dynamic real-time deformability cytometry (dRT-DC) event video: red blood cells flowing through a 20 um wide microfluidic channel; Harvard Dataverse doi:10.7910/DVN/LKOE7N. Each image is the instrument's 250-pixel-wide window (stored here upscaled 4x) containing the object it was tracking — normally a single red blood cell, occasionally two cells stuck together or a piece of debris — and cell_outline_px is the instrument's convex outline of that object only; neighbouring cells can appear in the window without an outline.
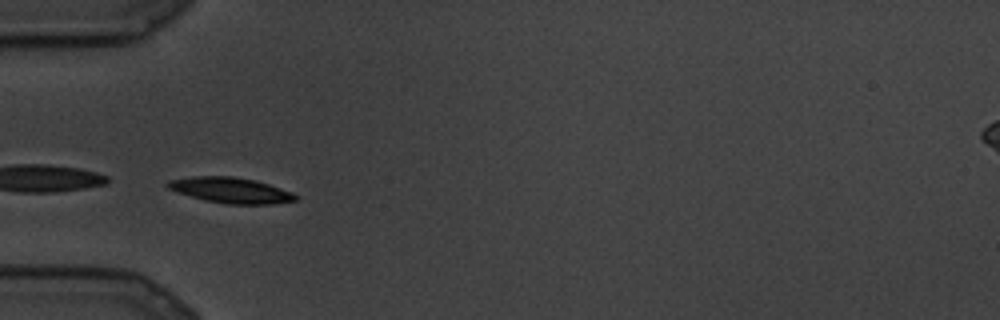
{"species": "common noctule bat (a hibernating species)", "species_latin": "Nyctalus noctula", "temperature_condition": "cold", "stored_images_in_passage": 15, "camera_frame_rate_fps": 3000, "um_per_image_px": 0.085, "animal": {"sex": "male", "body_mass_g": 19.5, "forearm_length_mm": 54.6}, "frame": {"image": 1, "passage_image": 6, "time_ms": 1.667, "image_size_px": [1000, 320], "cell_outline_px": [[300, 196], [296, 200], [272, 204], [228, 204], [204, 200], [176, 192], [168, 188], [164, 184], [168, 180], [192, 176], [232, 176], [256, 180], [292, 192]], "centroid_in_image_um": [19.59, 16.16], "position_along_channel_um": 65.4, "area_um2": 19.19}}
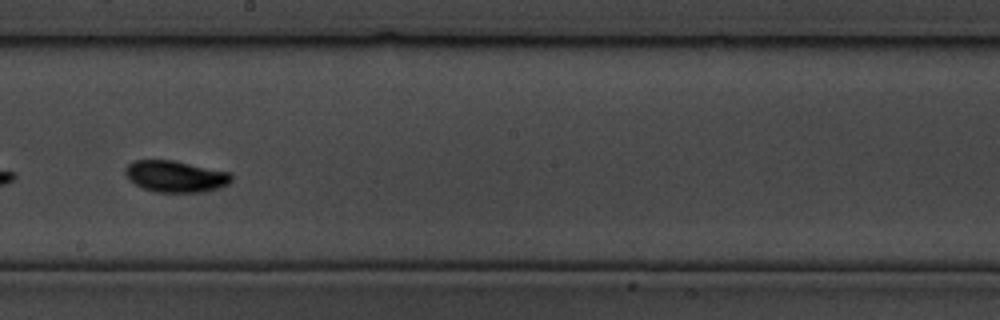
{"frame": {"image": 2, "passage_image": 12, "time_ms": 3.667, "image_size_px": [1000, 320], "cell_outline_px": [[232, 180], [228, 184], [204, 192], [156, 192], [144, 188], [136, 184], [124, 172], [124, 168], [128, 164], [136, 160], [172, 160], [228, 172], [232, 176]], "centroid_in_image_um": [14.91, 14.99], "position_along_channel_um": 233.3, "area_um2": 19.13}}
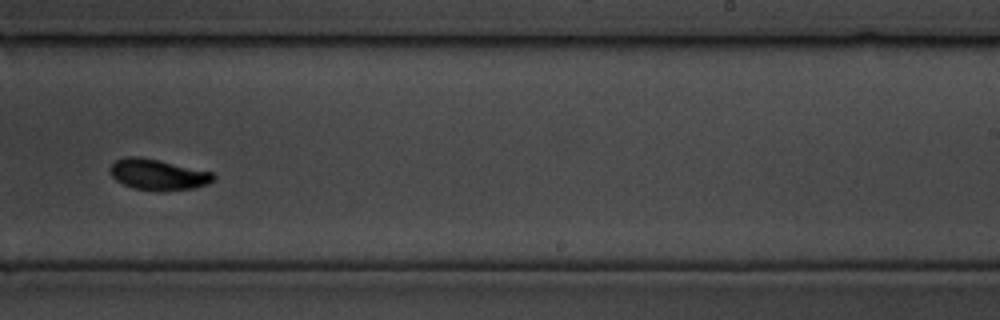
{"frame": {"image": 3, "passage_image": 14, "time_ms": 4.333, "image_size_px": [1000, 320], "cell_outline_px": [[216, 176], [208, 184], [196, 188], [164, 192], [160, 192], [132, 188], [116, 180], [112, 176], [108, 168], [116, 160], [124, 156], [140, 156], [212, 172]], "centroid_in_image_um": [13.41, 14.85], "position_along_channel_um": 275.6, "area_um2": 18.84}}